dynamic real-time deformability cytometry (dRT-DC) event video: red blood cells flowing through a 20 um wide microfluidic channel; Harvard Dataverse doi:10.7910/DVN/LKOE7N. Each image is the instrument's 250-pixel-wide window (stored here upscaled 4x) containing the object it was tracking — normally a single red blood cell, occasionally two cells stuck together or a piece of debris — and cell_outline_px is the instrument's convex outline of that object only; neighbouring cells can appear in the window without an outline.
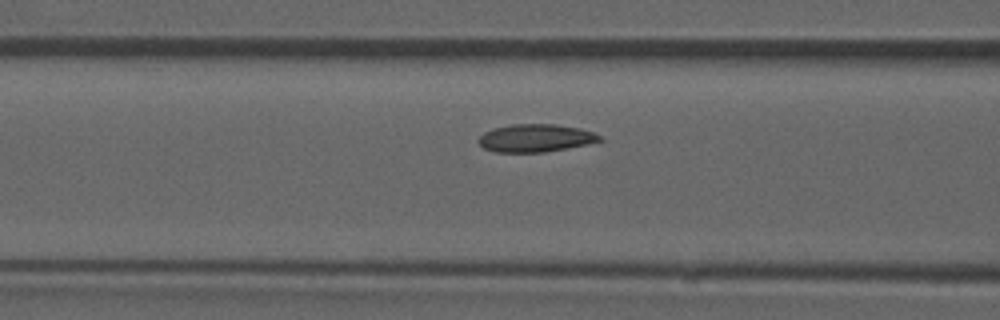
{"species": "common noctule bat (a hibernating species)", "species_latin": "Nyctalus noctula", "temperature_condition": "room temperature", "stored_images_in_passage": 36, "camera_frame_rate_fps": 3000, "um_per_image_px": 0.085, "animal": {"sex": "male", "forearm_length_mm": 52.5}, "frame": {"image": 1, "passage_image": 9, "time_ms": 2.667, "image_size_px": [1000, 320], "cell_outline_px": [[604, 140], [600, 144], [544, 152], [496, 152], [484, 148], [476, 140], [484, 132], [492, 128], [512, 124], [556, 124], [580, 128], [592, 132], [600, 136]], "centroid_in_image_um": [45.61, 11.74], "position_along_channel_um": 121.0, "area_um2": 20.17}, "authors_computed_cell_mechanics": {"area_um2": 19.1318, "velocity_mm_per_s": 3.8562, "shape_relaxation_time_tau1_ms": 9.4203, "shape_relaxation_time_tau2_ms": null, "deformation_change_tau1": 0.1791, "deformation_change_tau2": null}}